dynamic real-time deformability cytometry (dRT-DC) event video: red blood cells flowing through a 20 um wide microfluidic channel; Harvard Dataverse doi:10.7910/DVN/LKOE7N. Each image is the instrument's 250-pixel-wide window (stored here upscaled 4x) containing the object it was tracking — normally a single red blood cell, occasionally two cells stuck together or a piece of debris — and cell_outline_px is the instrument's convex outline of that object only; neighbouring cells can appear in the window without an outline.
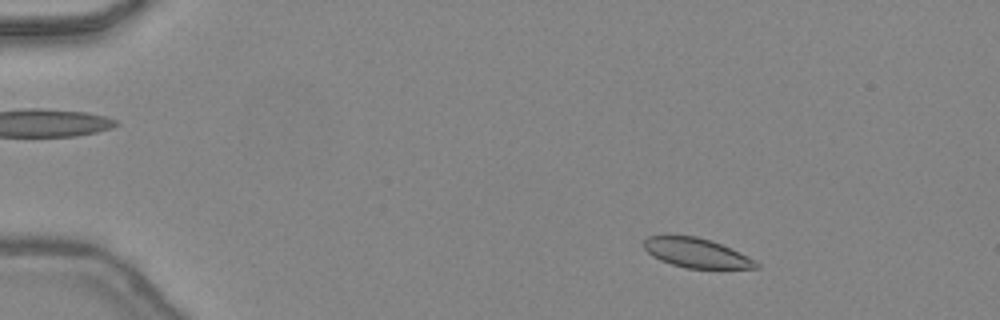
{"species": "common noctule bat (a hibernating species)", "species_latin": "Nyctalus noctula", "temperature_condition": "warm", "stored_images_in_passage": 46, "camera_frame_rate_fps": 3000, "um_per_image_px": 0.085, "animal": {"sex": "female", "body_mass_g": 24.6, "forearm_length_mm": 56.2}, "frame": {"image": 1, "passage_image": 6, "time_ms": 1.667, "image_size_px": [1000, 320], "cell_outline_px": [[760, 268], [688, 268], [672, 264], [660, 260], [652, 256], [644, 248], [644, 240], [648, 236], [696, 236], [712, 240], [732, 248], [756, 260], [760, 264]], "centroid_in_image_um": [59.24, 21.5], "position_along_channel_um": 25.8, "area_um2": 19.25}}
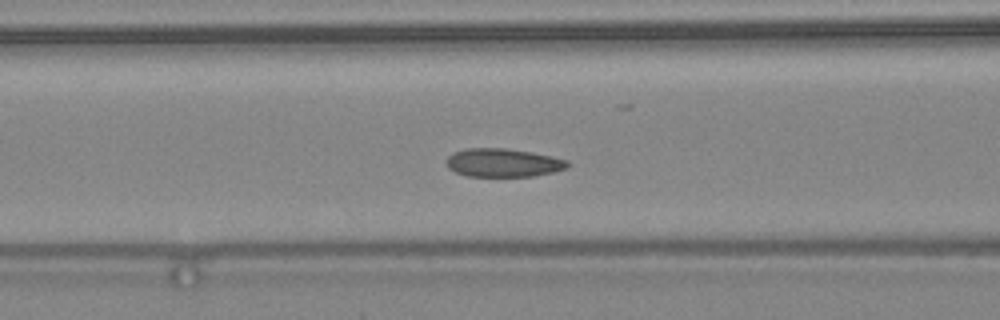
{"frame": {"image": 2, "passage_image": 19, "time_ms": 6.0, "image_size_px": [1000, 320], "cell_outline_px": [[572, 164], [568, 168], [536, 176], [468, 176], [456, 172], [448, 168], [444, 160], [452, 152], [468, 148], [504, 148], [532, 152], [552, 156], [568, 160]], "centroid_in_image_um": [42.78, 13.83], "position_along_channel_um": 123.8, "area_um2": 20.29}}
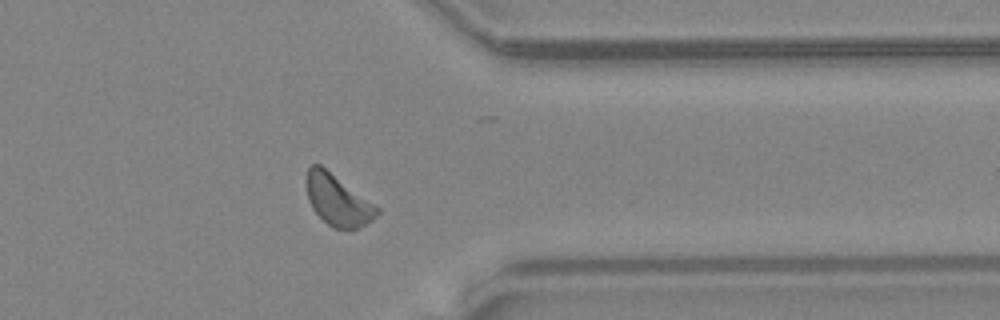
{"frame": {"image": 3, "passage_image": 37, "time_ms": 12.0, "image_size_px": [1000, 320], "cell_outline_px": [[380, 212], [372, 220], [356, 228], [332, 228], [312, 208], [308, 200], [308, 168], [312, 164], [320, 164], [380, 208]], "centroid_in_image_um": [28.73, 17.02], "position_along_channel_um": 382.7, "area_um2": 20.4}, "authors_computed_cell_mechanics": {"area_um2": 20.2878, "velocity_mm_per_s": 4.4141, "shape_relaxation_time_tau1_ms": 2.239, "shape_relaxation_time_tau2_ms": 1.4824, "deformation_change_tau1": 0.0618, "deformation_change_tau2": 0.0815}}